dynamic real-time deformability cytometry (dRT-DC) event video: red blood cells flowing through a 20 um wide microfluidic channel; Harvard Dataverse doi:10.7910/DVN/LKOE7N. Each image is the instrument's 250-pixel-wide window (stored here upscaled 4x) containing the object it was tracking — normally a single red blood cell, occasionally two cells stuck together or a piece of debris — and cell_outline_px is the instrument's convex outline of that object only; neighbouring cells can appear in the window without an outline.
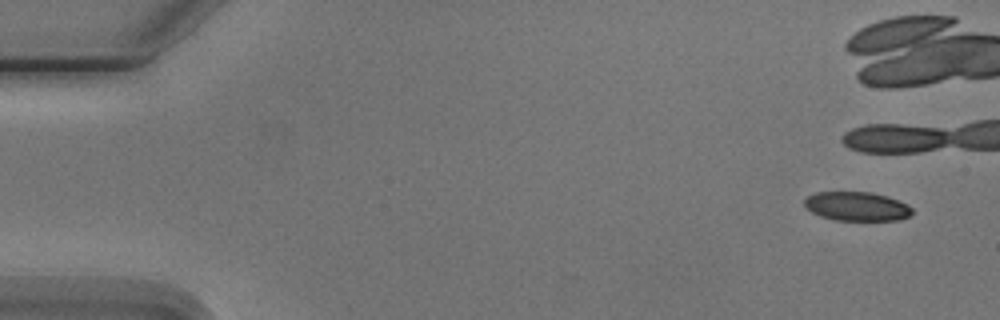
{"species": "Egyptian fruit bat (a non-hibernating species)", "species_latin": "Rousettus aegyptiacus", "temperature_condition": "cold", "stored_images_in_passage": 4, "camera_frame_rate_fps": 3000, "um_per_image_px": 0.085, "animal": {"sex": "male"}, "frame": {"image": 1, "passage_image": 1, "time_ms": 0.0, "image_size_px": [1000, 320], "cell_outline_px": [[912, 212], [908, 216], [896, 220], [836, 220], [820, 216], [812, 212], [804, 204], [804, 200], [808, 196], [816, 192], [868, 192], [884, 196], [908, 204], [912, 208]], "centroid_in_image_um": [72.8, 17.54], "position_along_channel_um": 12.2, "area_um2": 17.92}}